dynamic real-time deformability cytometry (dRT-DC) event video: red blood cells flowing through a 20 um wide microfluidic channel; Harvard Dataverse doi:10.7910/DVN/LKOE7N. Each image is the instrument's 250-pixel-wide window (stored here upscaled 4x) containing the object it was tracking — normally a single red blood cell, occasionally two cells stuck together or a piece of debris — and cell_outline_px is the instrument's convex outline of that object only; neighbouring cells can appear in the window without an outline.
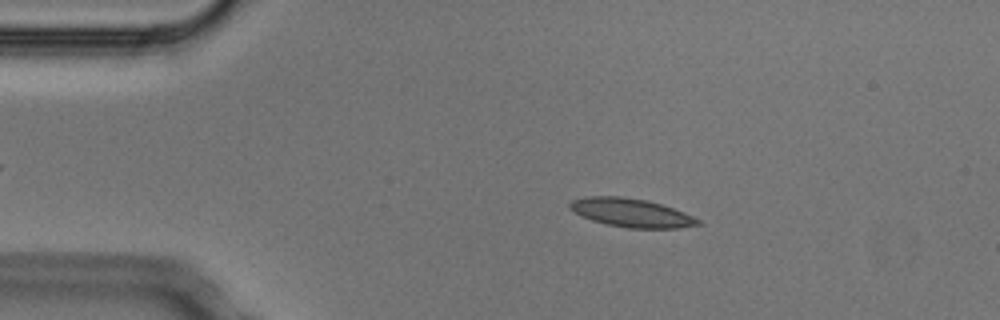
{"species": "Egyptian fruit bat (a non-hibernating species)", "species_latin": "Rousettus aegyptiacus", "temperature_condition": "cold", "stored_images_in_passage": 3, "camera_frame_rate_fps": 3000, "um_per_image_px": 0.085, "animal": {"sex": "male"}, "frame": {"image": 1, "passage_image": 1, "time_ms": 0.0, "image_size_px": [1000, 320], "cell_outline_px": [[704, 224], [680, 228], [628, 228], [608, 224], [592, 220], [580, 216], [568, 208], [568, 204], [572, 200], [584, 196], [620, 196], [644, 200], [660, 204], [684, 212], [700, 220]], "centroid_in_image_um": [53.64, 18.09], "position_along_channel_um": 31.4, "area_um2": 21.33}}
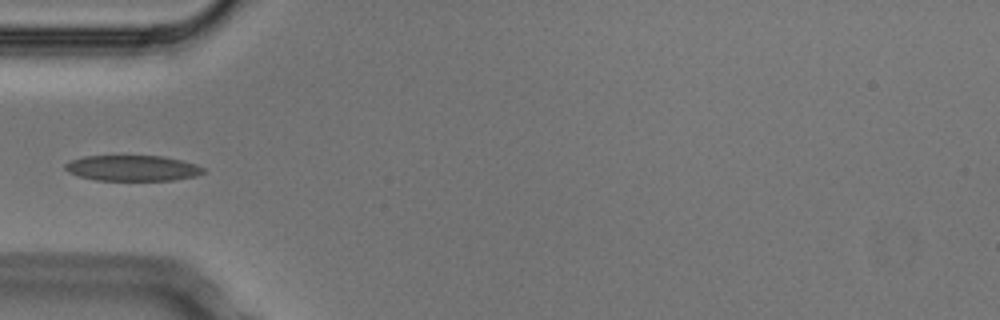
{"frame": {"image": 2, "passage_image": 3, "time_ms": 0.667, "image_size_px": [1000, 320], "cell_outline_px": [[204, 172], [196, 176], [172, 180], [96, 180], [80, 176], [68, 172], [64, 168], [64, 164], [72, 160], [84, 156], [164, 156], [184, 160], [196, 164], [204, 168]], "centroid_in_image_um": [11.28, 14.28], "position_along_channel_um": 73.7, "area_um2": 20.63}}